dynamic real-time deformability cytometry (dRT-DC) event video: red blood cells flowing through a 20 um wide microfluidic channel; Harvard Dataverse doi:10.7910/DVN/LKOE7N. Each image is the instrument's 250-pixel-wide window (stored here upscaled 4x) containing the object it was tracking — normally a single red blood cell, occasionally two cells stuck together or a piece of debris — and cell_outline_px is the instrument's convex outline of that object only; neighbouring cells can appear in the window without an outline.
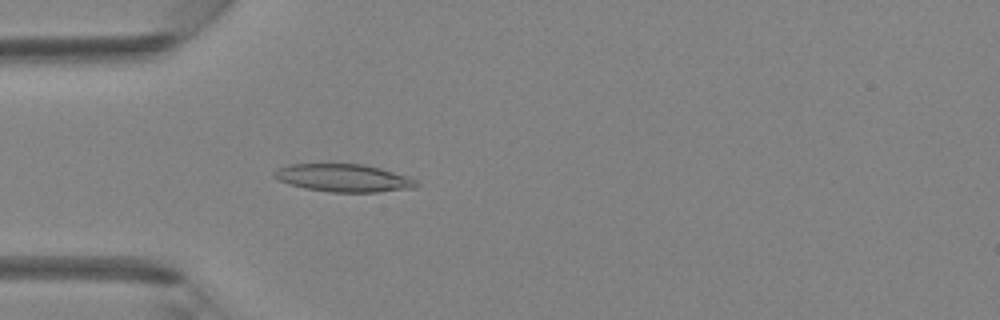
{"species": "Egyptian fruit bat (a non-hibernating species)", "species_latin": "Rousettus aegyptiacus", "temperature_condition": "room temperature", "stored_images_in_passage": 42, "camera_frame_rate_fps": 3000, "um_per_image_px": 0.085, "animal": {"sex": "female"}, "frame": {"image": 1, "passage_image": 13, "time_ms": 4.0, "image_size_px": [1000, 320], "cell_outline_px": [[420, 184], [416, 188], [376, 192], [332, 192], [304, 188], [280, 180], [272, 176], [272, 172], [288, 164], [364, 164], [380, 168], [408, 176], [416, 180]], "centroid_in_image_um": [29.24, 15.13], "position_along_channel_um": 55.8, "area_um2": 22.95}}
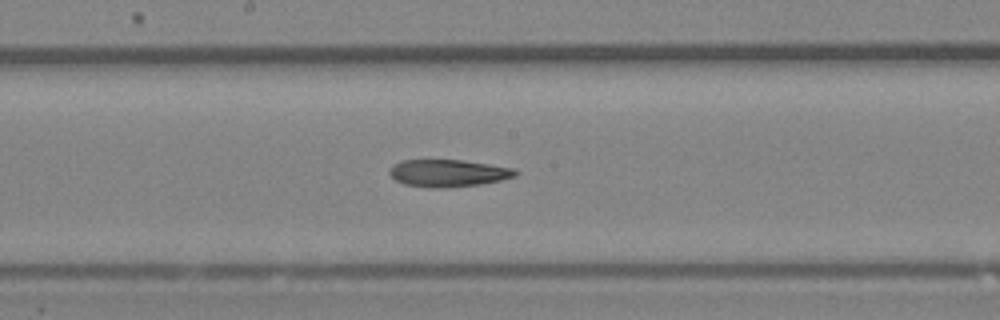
{"frame": {"image": 2, "passage_image": 23, "time_ms": 7.333, "image_size_px": [1000, 320], "cell_outline_px": [[520, 172], [516, 176], [500, 180], [480, 184], [444, 188], [428, 188], [404, 184], [396, 180], [388, 172], [392, 164], [400, 160], [460, 160], [488, 164], [512, 168]], "centroid_in_image_um": [38.06, 14.72], "position_along_channel_um": 210.1, "area_um2": 20.0}}
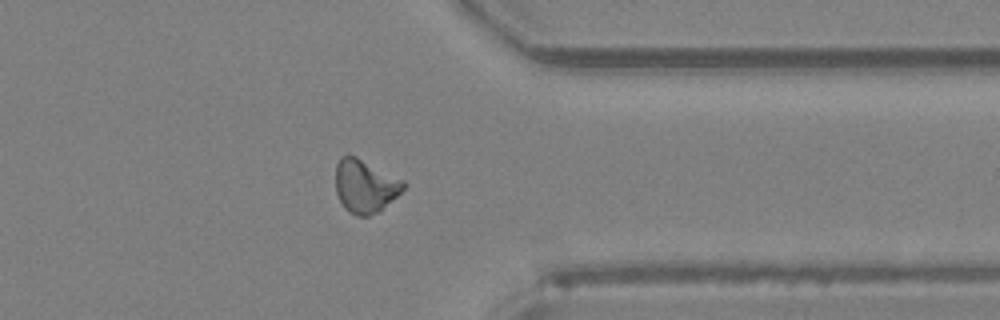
{"frame": {"image": 3, "passage_image": 34, "time_ms": 11.0, "image_size_px": [1000, 320], "cell_outline_px": [[408, 184], [380, 212], [368, 216], [356, 216], [348, 212], [344, 208], [336, 192], [336, 164], [340, 156], [348, 152], [404, 180]], "centroid_in_image_um": [31.02, 15.8], "position_along_channel_um": 380.4, "area_um2": 21.39}}